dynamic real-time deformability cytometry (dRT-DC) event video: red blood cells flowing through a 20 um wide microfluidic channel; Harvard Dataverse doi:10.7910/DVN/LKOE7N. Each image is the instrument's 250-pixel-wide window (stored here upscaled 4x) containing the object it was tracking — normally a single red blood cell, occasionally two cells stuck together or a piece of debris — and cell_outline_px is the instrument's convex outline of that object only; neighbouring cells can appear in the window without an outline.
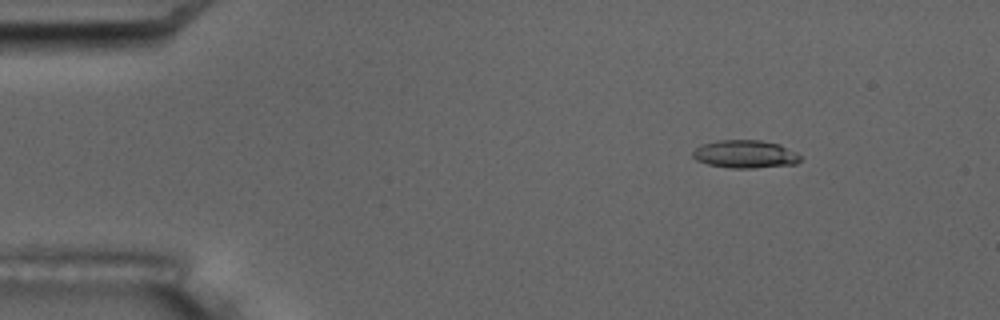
{"species": "common noctule bat (a hibernating species)", "species_latin": "Nyctalus noctula", "temperature_condition": "room temperature", "stored_images_in_passage": 7, "camera_frame_rate_fps": 3000, "um_per_image_px": 0.085, "animal": {"sex": "male", "body_mass_g": 17.5, "forearm_length_mm": 52.3}, "frame": {"image": 1, "passage_image": 2, "time_ms": 2.0, "image_size_px": [1000, 320], "cell_outline_px": [[800, 160], [796, 164], [752, 168], [732, 168], [708, 164], [696, 160], [692, 156], [692, 152], [696, 148], [704, 144], [716, 140], [760, 140], [780, 144], [800, 156]], "centroid_in_image_um": [63.31, 13.1], "position_along_channel_um": 21.7, "area_um2": 17.34}}